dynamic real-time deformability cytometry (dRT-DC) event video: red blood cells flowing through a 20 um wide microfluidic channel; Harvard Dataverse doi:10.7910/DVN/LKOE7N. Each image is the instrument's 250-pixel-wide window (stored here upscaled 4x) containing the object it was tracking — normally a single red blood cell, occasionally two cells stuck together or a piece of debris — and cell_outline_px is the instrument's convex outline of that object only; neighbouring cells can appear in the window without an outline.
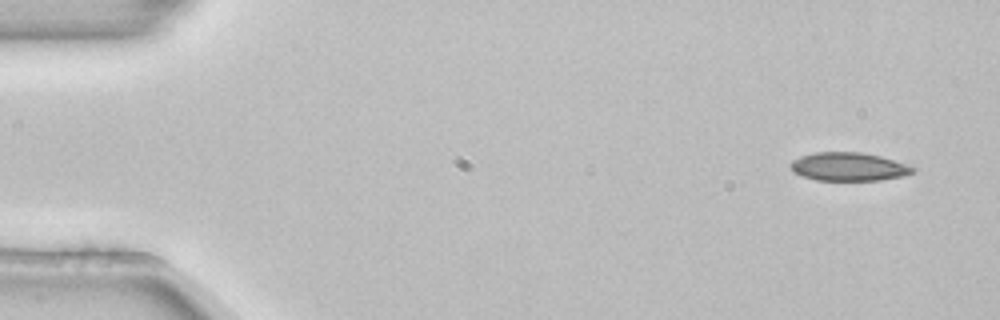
{"species": "common noctule bat (a hibernating species)", "species_latin": "Nyctalus noctula", "temperature_condition": "room temperature", "stored_images_in_passage": 4, "camera_frame_rate_fps": 3000, "um_per_image_px": 0.085, "animal": {"sex": "female", "body_mass_g": 22.7, "forearm_length_mm": 54.2}, "frame": {"image": 1, "passage_image": 1, "time_ms": 0.0, "image_size_px": [1000, 320], "cell_outline_px": [[916, 168], [912, 172], [900, 176], [880, 180], [816, 180], [792, 172], [788, 164], [792, 160], [800, 156], [812, 152], [860, 152], [880, 156]], "centroid_in_image_um": [72.04, 14.16], "position_along_channel_um": 13.0, "area_um2": 20.06}}
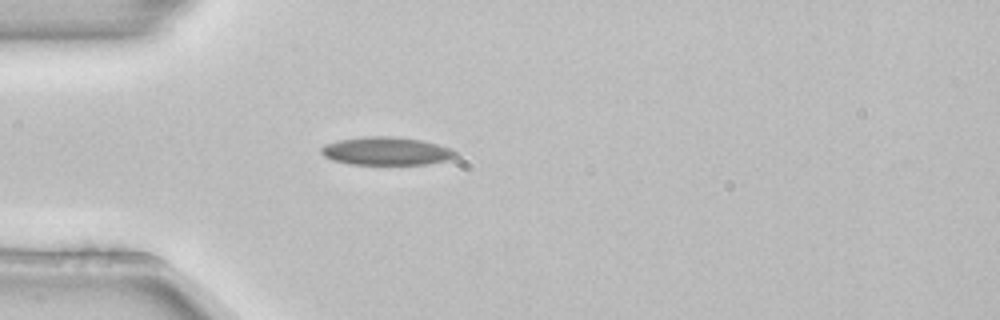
{"frame": {"image": 2, "passage_image": 4, "time_ms": 1.0, "image_size_px": [1000, 320], "cell_outline_px": [[456, 156], [448, 160], [428, 164], [352, 164], [332, 160], [324, 156], [320, 152], [320, 148], [324, 144], [340, 140], [364, 136], [392, 136], [420, 140], [452, 148], [456, 152]], "centroid_in_image_um": [32.82, 12.84], "position_along_channel_um": 52.2, "area_um2": 21.96}}